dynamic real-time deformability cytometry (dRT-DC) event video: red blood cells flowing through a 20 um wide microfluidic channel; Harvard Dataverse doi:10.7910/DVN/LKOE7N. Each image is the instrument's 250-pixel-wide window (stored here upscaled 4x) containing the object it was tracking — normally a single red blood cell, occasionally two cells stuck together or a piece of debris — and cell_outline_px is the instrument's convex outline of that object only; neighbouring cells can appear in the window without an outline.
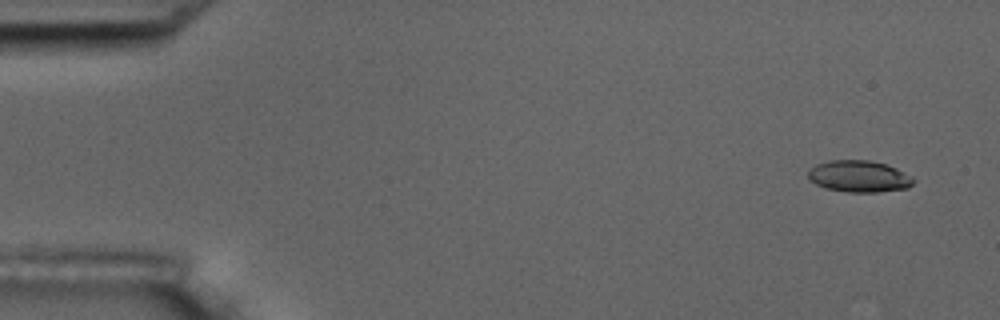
{"species": "common noctule bat (a hibernating species)", "species_latin": "Nyctalus noctula", "temperature_condition": "room temperature", "stored_images_in_passage": 4, "camera_frame_rate_fps": 3000, "um_per_image_px": 0.085, "animal": {"sex": "male", "body_mass_g": 17.5, "forearm_length_mm": 52.3}, "frame": {"image": 1, "passage_image": 1, "time_ms": 0.0, "image_size_px": [1000, 320], "cell_outline_px": [[916, 180], [908, 188], [876, 192], [848, 192], [824, 188], [808, 180], [808, 172], [816, 164], [828, 160], [868, 160], [884, 164], [896, 168], [912, 176]], "centroid_in_image_um": [73.01, 14.99], "position_along_channel_um": 12.0, "area_um2": 19.48}}